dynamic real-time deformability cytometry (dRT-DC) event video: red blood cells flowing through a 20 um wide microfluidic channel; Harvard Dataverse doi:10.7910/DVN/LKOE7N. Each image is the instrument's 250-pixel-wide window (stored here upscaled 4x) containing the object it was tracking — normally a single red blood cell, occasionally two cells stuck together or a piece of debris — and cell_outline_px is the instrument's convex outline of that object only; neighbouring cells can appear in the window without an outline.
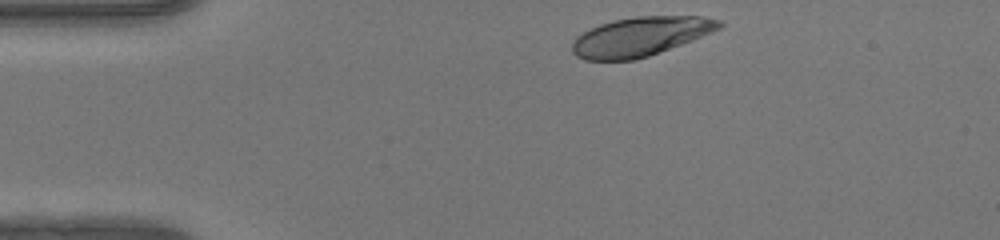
{"species": "human", "species_latin": "Homo sapiens", "temperature_condition": "warm", "stored_images_in_passage": 32, "camera_frame_rate_fps": 3000, "um_per_image_px": 0.085, "donor": {"sex": "female"}, "frame": {"image": 1, "passage_image": 1, "time_ms": 0.0, "image_size_px": [1000, 240], "cell_outline_px": [[724, 24], [720, 28], [692, 40], [648, 56], [632, 60], [584, 60], [576, 56], [572, 52], [572, 44], [576, 36], [600, 24], [612, 20], [636, 16], [700, 16], [720, 20]], "centroid_in_image_um": [54.41, 3.1], "position_along_channel_um": 30.6, "area_um2": 33.29}}
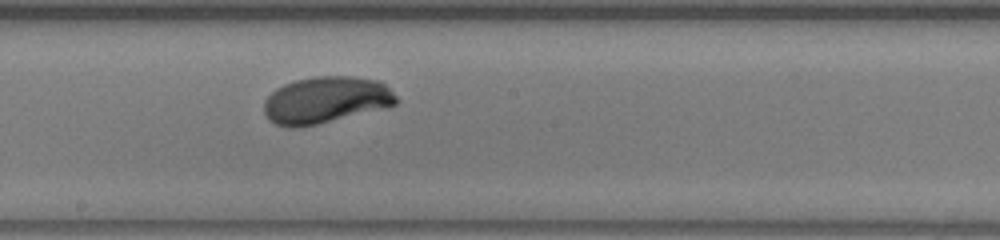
{"frame": {"image": 2, "passage_image": 19, "time_ms": 6.0, "image_size_px": [1000, 240], "cell_outline_px": [[400, 100], [396, 104], [300, 128], [288, 128], [276, 124], [268, 120], [264, 112], [264, 100], [276, 88], [284, 84], [296, 80], [312, 76], [352, 76], [380, 80]], "centroid_in_image_um": [27.64, 8.49], "position_along_channel_um": 220.6, "area_um2": 35.84}}
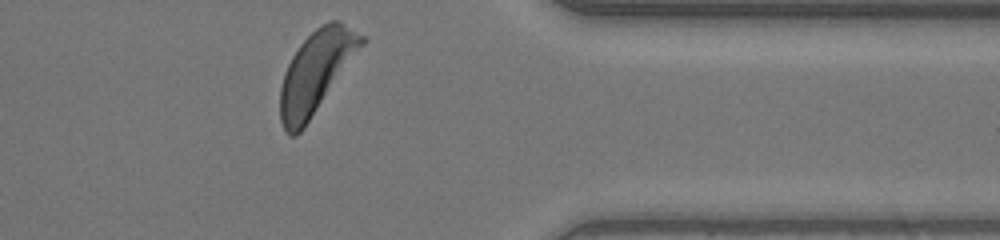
{"frame": {"image": 3, "passage_image": 32, "time_ms": 10.333, "image_size_px": [1000, 240], "cell_outline_px": [[368, 40], [304, 128], [296, 136], [288, 136], [280, 120], [280, 88], [284, 72], [292, 56], [300, 44], [316, 28], [328, 20], [336, 20], [368, 36]], "centroid_in_image_um": [26.9, 6.11], "position_along_channel_um": 384.5, "area_um2": 38.96}, "authors_computed_cell_mechanics": {"area_um2": 35.9516, "velocity_mm_per_s": 4.1236, "shape_relaxation_time_tau1_ms": 2.9178, "shape_relaxation_time_tau2_ms": null, "deformation_change_tau1": 0.1859, "deformation_change_tau2": null}}